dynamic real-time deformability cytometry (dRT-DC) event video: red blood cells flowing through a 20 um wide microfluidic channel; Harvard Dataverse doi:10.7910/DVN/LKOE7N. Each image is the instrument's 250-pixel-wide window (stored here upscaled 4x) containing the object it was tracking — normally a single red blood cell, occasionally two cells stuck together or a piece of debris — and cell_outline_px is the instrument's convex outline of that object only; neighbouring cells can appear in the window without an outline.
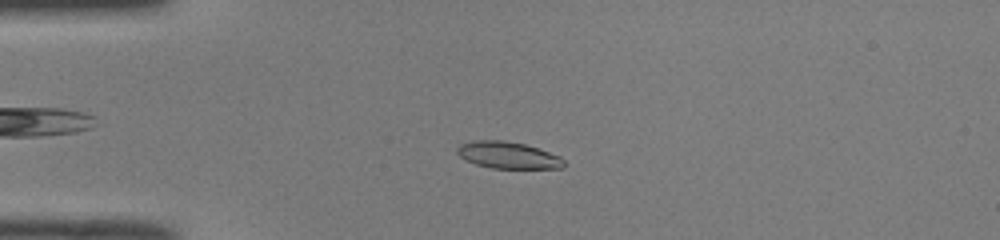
{"species": "common noctule bat (a hibernating species)", "species_latin": "Nyctalus noctula", "temperature_condition": "room temperature", "stored_images_in_passage": 51, "camera_frame_rate_fps": 3000, "um_per_image_px": 0.085, "animal": {"sex": "male", "body_mass_g": 19.0, "forearm_length_mm": 50.8}, "frame": {"image": 1, "passage_image": 13, "time_ms": 4.0, "image_size_px": [1000, 240], "cell_outline_px": [[564, 168], [492, 168], [476, 164], [464, 160], [456, 152], [456, 148], [460, 144], [472, 140], [504, 140], [524, 144], [560, 156], [564, 160]], "centroid_in_image_um": [43.14, 13.18], "position_along_channel_um": 41.9, "area_um2": 16.65}}
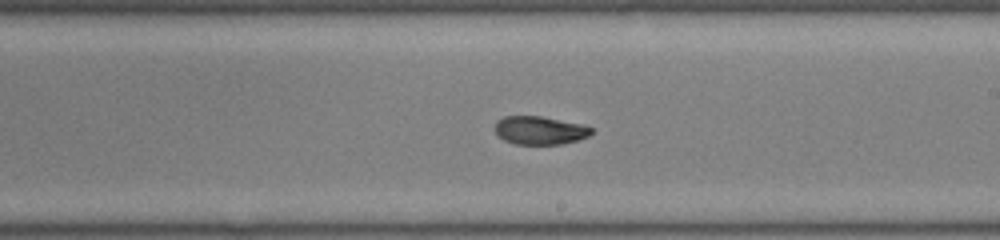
{"frame": {"image": 2, "passage_image": 30, "time_ms": 9.667, "image_size_px": [1000, 240], "cell_outline_px": [[592, 132], [588, 136], [576, 140], [560, 144], [516, 144], [504, 140], [496, 136], [496, 120], [504, 116], [540, 116], [584, 124], [592, 128]], "centroid_in_image_um": [45.86, 11.07], "position_along_channel_um": 243.1, "area_um2": 15.9}}
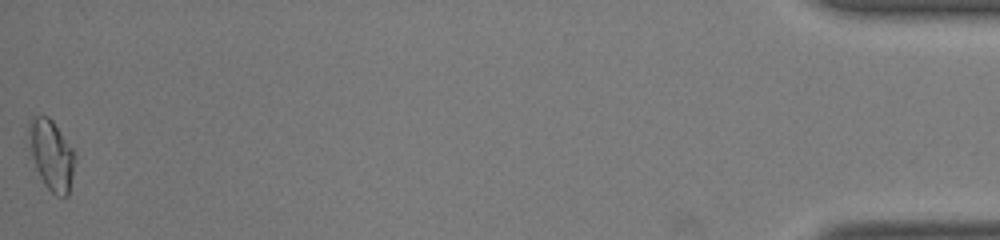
{"frame": {"image": 3, "passage_image": 51, "time_ms": 16.667, "image_size_px": [1000, 240], "cell_outline_px": [[76, 160], [68, 196], [56, 196], [44, 184], [36, 168], [32, 152], [28, 128], [28, 120], [32, 116], [48, 116], [52, 120], [76, 152]], "centroid_in_image_um": [4.41, 13.16], "position_along_channel_um": 430.8, "area_um2": 18.79}, "authors_computed_cell_mechanics": {"area_um2": 16.8198, "velocity_mm_per_s": 4.0252, "shape_relaxation_time_tau1_ms": 5.4963, "shape_relaxation_time_tau2_ms": 2.1123, "deformation_change_tau1": 0.169, "deformation_change_tau2": 0.0743}}